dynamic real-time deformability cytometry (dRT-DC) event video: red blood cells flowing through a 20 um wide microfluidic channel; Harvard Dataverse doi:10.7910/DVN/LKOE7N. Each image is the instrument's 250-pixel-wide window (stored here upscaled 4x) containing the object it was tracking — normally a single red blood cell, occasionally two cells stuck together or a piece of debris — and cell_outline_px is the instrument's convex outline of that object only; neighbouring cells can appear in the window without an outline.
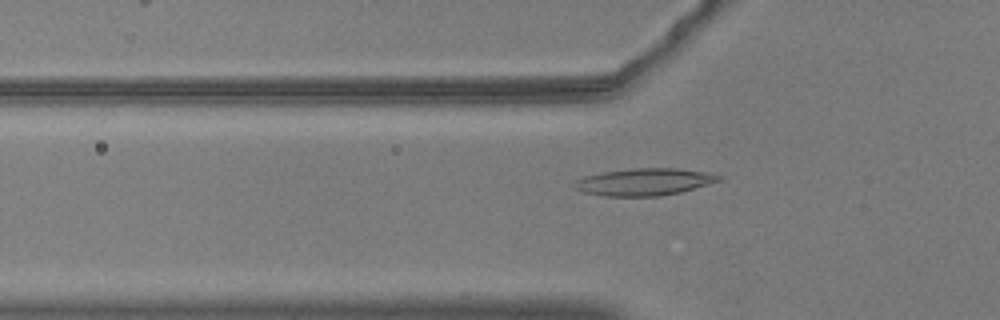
{"species": "common noctule bat (a hibernating species)", "species_latin": "Nyctalus noctula", "temperature_condition": "warm", "stored_images_in_passage": 56, "camera_frame_rate_fps": 3000, "um_per_image_px": 0.085, "animal": {"sex": "male", "body_mass_g": 20.5, "forearm_length_mm": 52.5}, "frame": {"image": 1, "passage_image": 19, "time_ms": 6.0, "image_size_px": [1000, 320], "cell_outline_px": [[724, 176], [720, 180], [680, 192], [660, 196], [604, 196], [584, 192], [576, 188], [572, 184], [576, 180], [584, 176], [604, 172], [632, 168], [676, 168], [704, 172]], "centroid_in_image_um": [54.73, 15.46], "position_along_channel_um": 71.1, "area_um2": 22.6}}
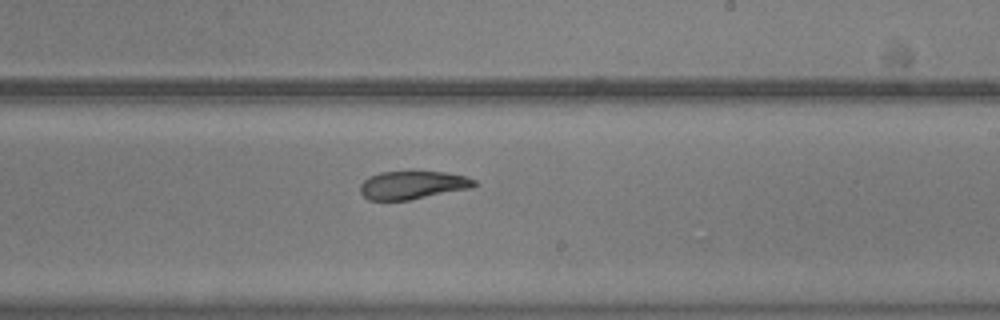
{"frame": {"image": 2, "passage_image": 34, "time_ms": 11.0, "image_size_px": [1000, 320], "cell_outline_px": [[480, 184], [472, 188], [408, 200], [368, 200], [360, 192], [360, 184], [368, 176], [380, 172], [444, 172], [464, 176], [476, 180]], "centroid_in_image_um": [35.08, 15.73], "position_along_channel_um": 253.9, "area_um2": 18.73}}
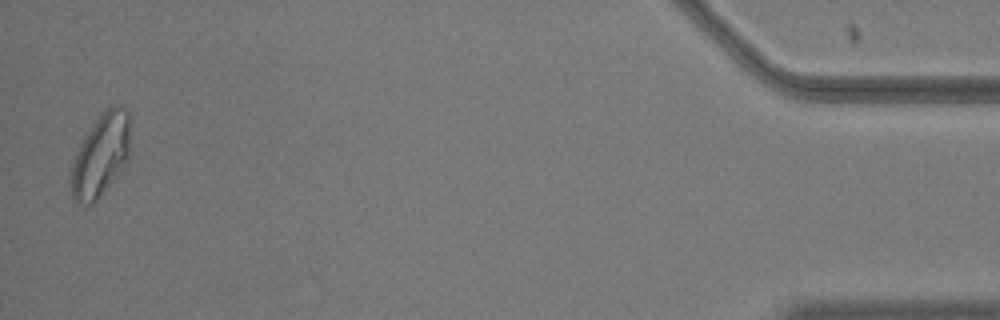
{"frame": {"image": 3, "passage_image": 55, "time_ms": 18.0, "image_size_px": [1000, 320], "cell_outline_px": [[128, 156], [120, 168], [96, 200], [92, 204], [84, 204], [72, 200], [72, 164], [80, 144], [92, 124], [104, 108], [116, 104], [120, 104], [128, 112]], "centroid_in_image_um": [8.54, 13.13], "position_along_channel_um": 426.7, "area_um2": 27.4}, "authors_computed_cell_mechanics": {"area_um2": 21.2704, "velocity_mm_per_s": 3.6401, "shape_relaxation_time_tau1_ms": 9.9993, "shape_relaxation_time_tau2_ms": 4.6621, "deformation_change_tau1": 0.2534, "deformation_change_tau2": 0.1109}}